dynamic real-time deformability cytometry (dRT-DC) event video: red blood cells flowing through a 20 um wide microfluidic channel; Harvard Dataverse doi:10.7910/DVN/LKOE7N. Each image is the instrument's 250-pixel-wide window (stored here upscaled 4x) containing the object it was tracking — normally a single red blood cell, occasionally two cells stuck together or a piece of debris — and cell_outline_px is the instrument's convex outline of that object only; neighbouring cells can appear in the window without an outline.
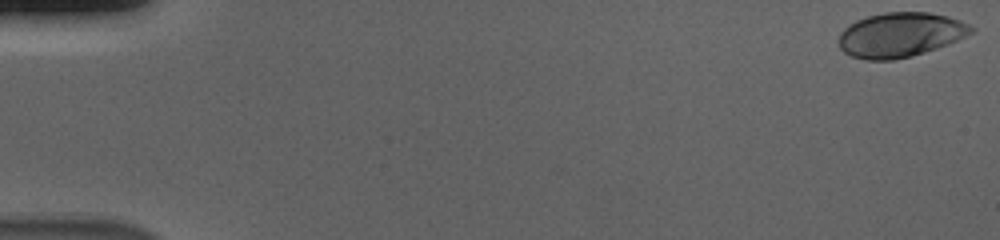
{"species": "human", "species_latin": "Homo sapiens", "temperature_condition": "cold", "stored_images_in_passage": 56, "camera_frame_rate_fps": 3000, "um_per_image_px": 0.085, "donor": {"sex": "male"}, "frame": {"image": 1, "passage_image": 1, "time_ms": 0.0, "image_size_px": [1000, 240], "cell_outline_px": [[976, 28], [972, 32], [948, 44], [912, 56], [892, 60], [864, 60], [852, 56], [844, 52], [840, 48], [840, 32], [844, 28], [856, 20], [868, 16], [884, 12], [928, 12], [948, 16], [960, 20]], "centroid_in_image_um": [76.52, 2.95], "position_along_channel_um": 8.5, "area_um2": 34.28}}
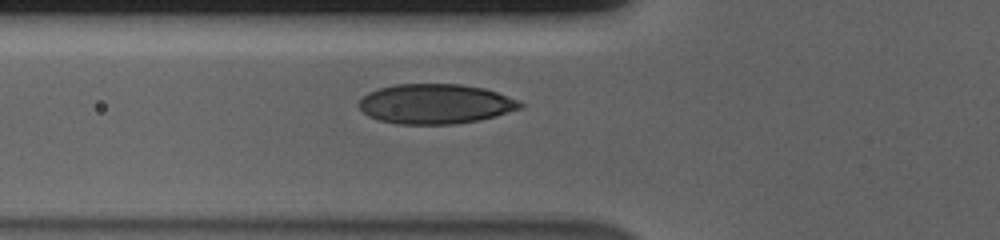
{"frame": {"image": 2, "passage_image": 21, "time_ms": 6.667, "image_size_px": [1000, 240], "cell_outline_px": [[524, 108], [496, 116], [480, 120], [452, 124], [396, 124], [380, 120], [368, 116], [356, 104], [368, 92], [380, 88], [396, 84], [460, 84], [484, 88], [496, 92], [516, 100], [524, 104]], "centroid_in_image_um": [37.01, 8.84], "position_along_channel_um": 88.8, "area_um2": 37.45}}
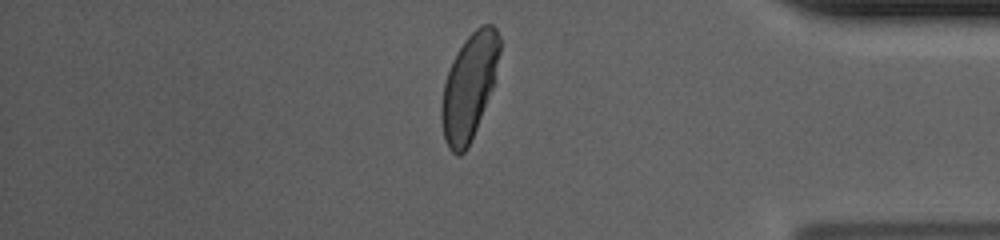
{"frame": {"image": 3, "passage_image": 48, "time_ms": 15.667, "image_size_px": [1000, 240], "cell_outline_px": [[500, 52], [492, 88], [472, 140], [468, 148], [460, 156], [456, 156], [448, 148], [444, 140], [440, 116], [440, 108], [444, 84], [452, 60], [464, 40], [480, 24], [492, 24], [496, 28], [500, 36]], "centroid_in_image_um": [39.86, 7.39], "position_along_channel_um": 395.3, "area_um2": 35.89}, "authors_computed_cell_mechanics": {"area_um2": 36.3851, "velocity_mm_per_s": 3.6756, "shape_relaxation_time_tau1_ms": 3.486, "shape_relaxation_time_tau2_ms": null, "deformation_change_tau1": 0.1605, "deformation_change_tau2": null}}